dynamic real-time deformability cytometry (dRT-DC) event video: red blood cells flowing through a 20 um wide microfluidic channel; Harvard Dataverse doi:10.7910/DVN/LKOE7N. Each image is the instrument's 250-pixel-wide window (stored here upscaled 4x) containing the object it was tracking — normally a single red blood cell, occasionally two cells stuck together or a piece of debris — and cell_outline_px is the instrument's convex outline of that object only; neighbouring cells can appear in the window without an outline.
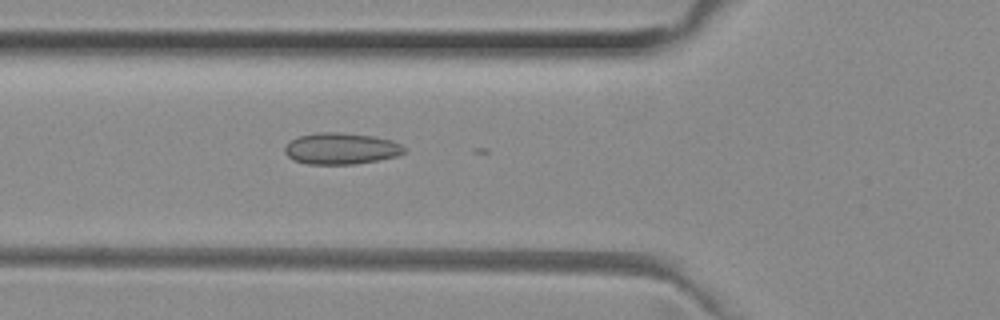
{"species": "common noctule bat (a hibernating species)", "species_latin": "Nyctalus noctula", "temperature_condition": "room temperature", "stored_images_in_passage": 8, "camera_frame_rate_fps": 3000, "um_per_image_px": 0.085, "animal": {"sex": "female", "body_mass_g": 29.2, "forearm_length_mm": 56.3}, "frame": {"image": 1, "passage_image": 3, "time_ms": 0.667, "image_size_px": [1000, 320], "cell_outline_px": [[404, 152], [396, 156], [380, 160], [356, 164], [308, 164], [292, 160], [284, 152], [284, 144], [300, 136], [316, 132], [340, 132], [372, 136], [392, 140], [400, 144], [404, 148]], "centroid_in_image_um": [28.95, 12.63], "position_along_channel_um": 96.8, "area_um2": 21.96}}
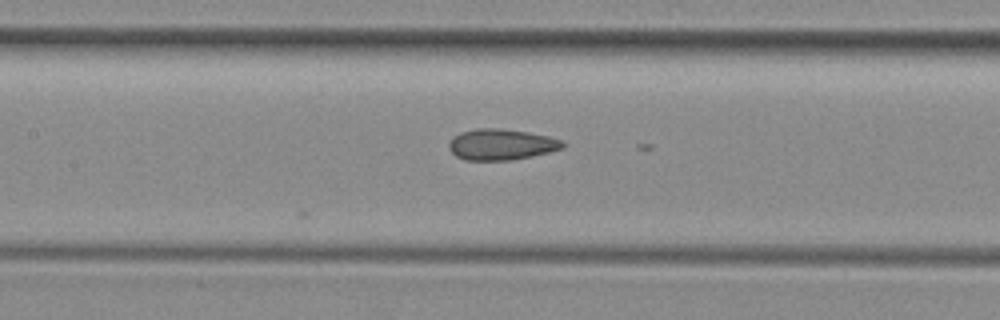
{"frame": {"image": 2, "passage_image": 8, "time_ms": 2.333, "image_size_px": [1000, 320], "cell_outline_px": [[568, 144], [564, 148], [532, 156], [512, 160], [464, 160], [456, 156], [448, 148], [448, 144], [452, 136], [460, 132], [476, 128], [500, 128], [528, 132], [548, 136], [560, 140]], "centroid_in_image_um": [42.59, 12.28], "position_along_channel_um": 164.8, "area_um2": 20.75}}